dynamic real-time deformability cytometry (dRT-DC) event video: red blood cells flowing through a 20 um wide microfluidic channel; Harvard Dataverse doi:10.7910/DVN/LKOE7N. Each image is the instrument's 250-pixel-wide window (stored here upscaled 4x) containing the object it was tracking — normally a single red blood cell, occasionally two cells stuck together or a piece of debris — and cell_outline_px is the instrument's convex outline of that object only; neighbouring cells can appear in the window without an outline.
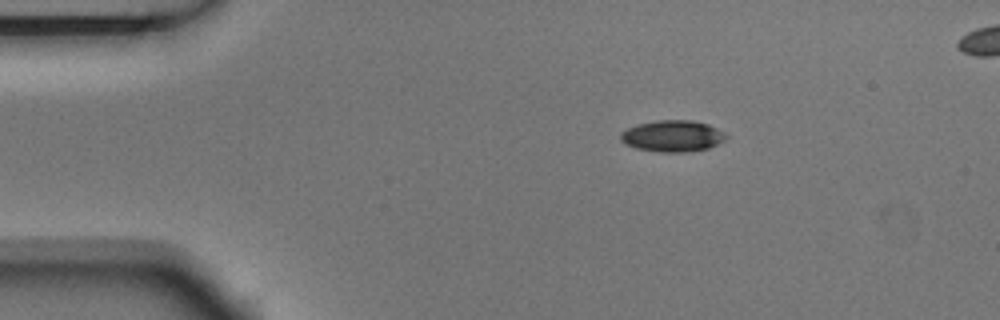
{"species": "Egyptian fruit bat (a non-hibernating species)", "species_latin": "Rousettus aegyptiacus", "temperature_condition": "room temperature", "stored_images_in_passage": 5, "segment_of_instrument_passage": [1, 2], "camera_frame_rate_fps": 3000, "um_per_image_px": 0.085, "animal": {"sex": "male"}, "frame": {"image": 1, "passage_image": 2, "time_ms": 0.333, "image_size_px": [1000, 320], "cell_outline_px": [[728, 136], [724, 140], [708, 148], [688, 152], [660, 152], [636, 148], [624, 144], [620, 140], [620, 132], [636, 124], [656, 120], [692, 120], [708, 124], [724, 132]], "centroid_in_image_um": [57.14, 11.56], "position_along_channel_um": 27.9, "area_um2": 19.42}}